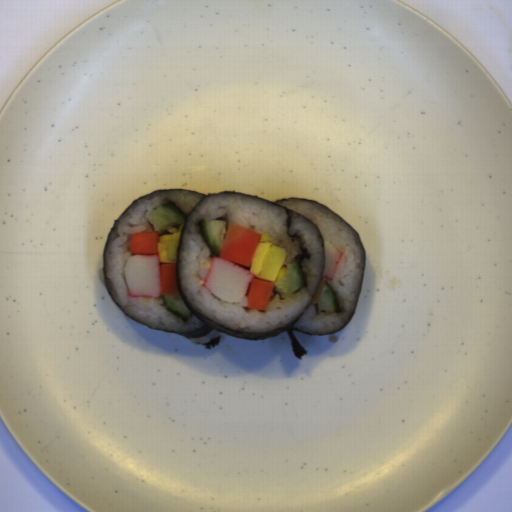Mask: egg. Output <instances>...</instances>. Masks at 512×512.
<instances>
[{"instance_id":"egg-1","label":"egg","mask_w":512,"mask_h":512,"mask_svg":"<svg viewBox=\"0 0 512 512\" xmlns=\"http://www.w3.org/2000/svg\"><path fill=\"white\" fill-rule=\"evenodd\" d=\"M286 259V249L270 242L258 243L250 263V273L261 280L275 282Z\"/></svg>"},{"instance_id":"egg-2","label":"egg","mask_w":512,"mask_h":512,"mask_svg":"<svg viewBox=\"0 0 512 512\" xmlns=\"http://www.w3.org/2000/svg\"><path fill=\"white\" fill-rule=\"evenodd\" d=\"M181 240V231L167 233L158 237L157 253L159 263H177Z\"/></svg>"}]
</instances>
